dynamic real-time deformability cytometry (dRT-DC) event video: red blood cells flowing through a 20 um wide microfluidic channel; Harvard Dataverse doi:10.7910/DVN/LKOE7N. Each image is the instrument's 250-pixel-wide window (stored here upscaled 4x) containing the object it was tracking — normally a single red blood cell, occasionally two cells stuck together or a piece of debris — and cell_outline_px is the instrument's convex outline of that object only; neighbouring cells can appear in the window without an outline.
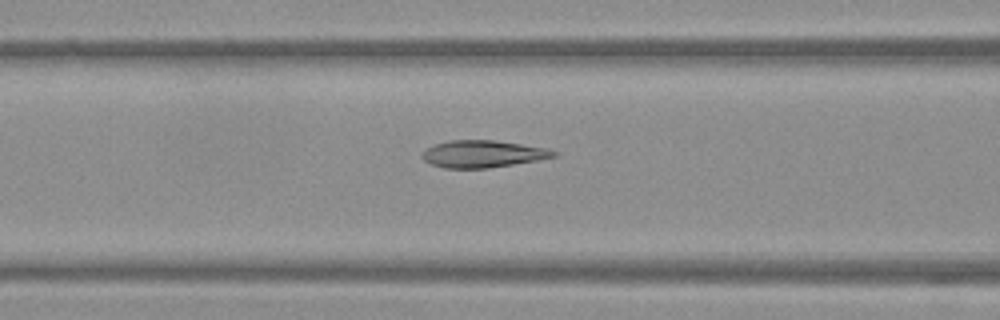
{"species": "Egyptian fruit bat (a non-hibernating species)", "species_latin": "Rousettus aegyptiacus", "temperature_condition": "warm", "stored_images_in_passage": 51, "camera_frame_rate_fps": 3000, "um_per_image_px": 0.085, "frame": {"image": 1, "passage_image": 20, "time_ms": 6.333, "image_size_px": [1000, 320], "cell_outline_px": [[556, 156], [536, 160], [488, 168], [444, 168], [432, 164], [424, 160], [420, 156], [424, 148], [448, 140], [496, 140], [548, 148], [556, 152]], "centroid_in_image_um": [40.99, 13.07], "position_along_channel_um": 125.6, "area_um2": 20.75}}
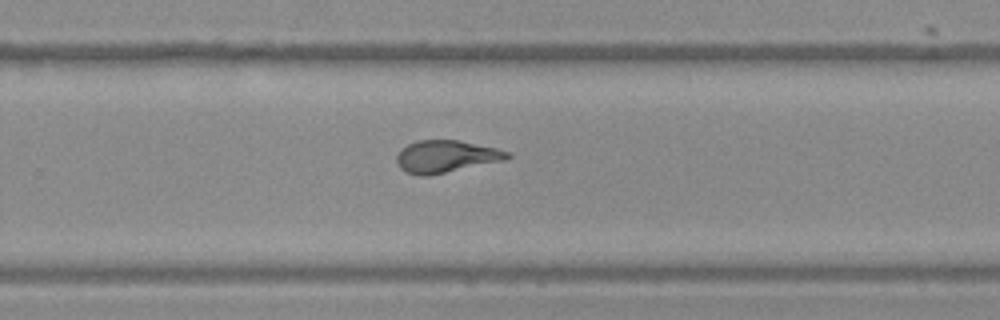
{"frame": {"image": 2, "passage_image": 33, "time_ms": 10.667, "image_size_px": [1000, 320], "cell_outline_px": [[512, 156], [504, 160], [428, 176], [420, 176], [408, 172], [400, 168], [396, 160], [396, 156], [408, 144], [416, 140], [460, 140], [496, 148], [512, 152]], "centroid_in_image_um": [37.94, 13.29], "position_along_channel_um": 291.9, "area_um2": 20.69}}
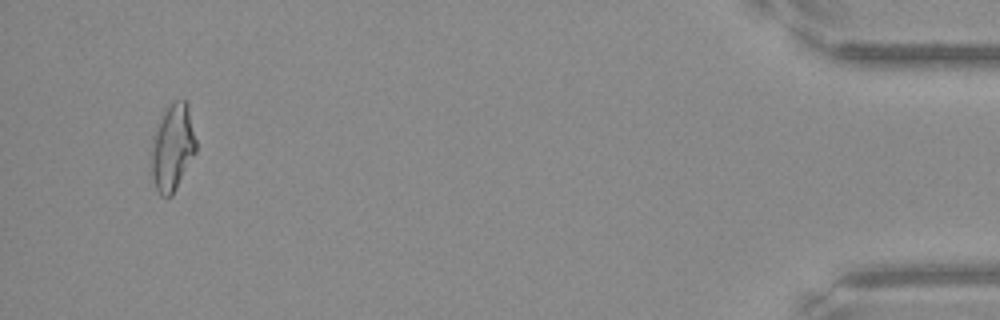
{"frame": {"image": 3, "passage_image": 49, "time_ms": 16.0, "image_size_px": [1000, 320], "cell_outline_px": [[196, 152], [172, 196], [160, 196], [156, 188], [152, 176], [152, 140], [160, 112], [172, 100], [184, 100], [188, 104], [196, 140]], "centroid_in_image_um": [14.66, 12.47], "position_along_channel_um": 420.5, "area_um2": 22.83}, "authors_computed_cell_mechanics": {"area_um2": 21.2126, "velocity_mm_per_s": 3.8435, "shape_relaxation_time_tau1_ms": 10.0738, "shape_relaxation_time_tau2_ms": 1.5782, "deformation_change_tau1": 0.2783, "deformation_change_tau2": 0.0781}}